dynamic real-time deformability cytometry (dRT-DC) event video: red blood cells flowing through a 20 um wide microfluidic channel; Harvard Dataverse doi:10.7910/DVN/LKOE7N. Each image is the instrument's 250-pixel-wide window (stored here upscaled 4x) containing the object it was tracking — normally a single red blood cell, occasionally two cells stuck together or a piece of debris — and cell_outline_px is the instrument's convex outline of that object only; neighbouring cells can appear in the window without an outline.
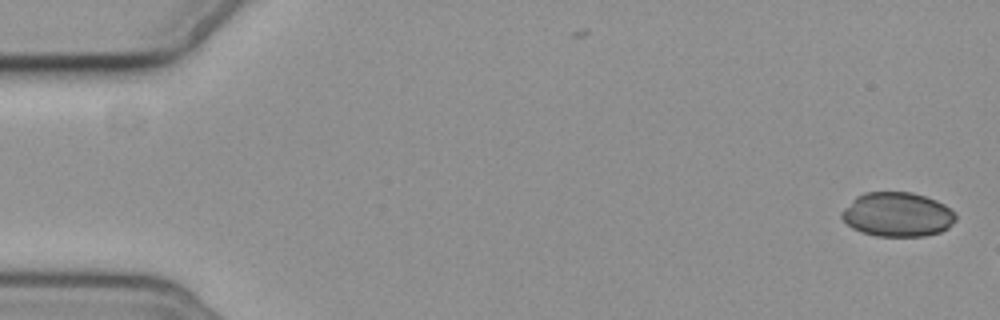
{"species": "common noctule bat (a hibernating species)", "species_latin": "Nyctalus noctula", "temperature_condition": "cold", "stored_images_in_passage": 3, "camera_frame_rate_fps": 3000, "um_per_image_px": 0.085, "animal": {"sex": "female", "body_mass_g": 19.3, "forearm_length_mm": 54.1}, "frame": {"image": 1, "passage_image": 1, "time_ms": 0.0, "image_size_px": [1000, 320], "cell_outline_px": [[956, 220], [948, 228], [940, 232], [924, 236], [876, 236], [860, 232], [852, 228], [840, 216], [840, 212], [856, 196], [864, 192], [912, 192], [936, 200], [944, 204], [956, 212]], "centroid_in_image_um": [76.28, 18.23], "position_along_channel_um": 8.7, "area_um2": 29.65}}